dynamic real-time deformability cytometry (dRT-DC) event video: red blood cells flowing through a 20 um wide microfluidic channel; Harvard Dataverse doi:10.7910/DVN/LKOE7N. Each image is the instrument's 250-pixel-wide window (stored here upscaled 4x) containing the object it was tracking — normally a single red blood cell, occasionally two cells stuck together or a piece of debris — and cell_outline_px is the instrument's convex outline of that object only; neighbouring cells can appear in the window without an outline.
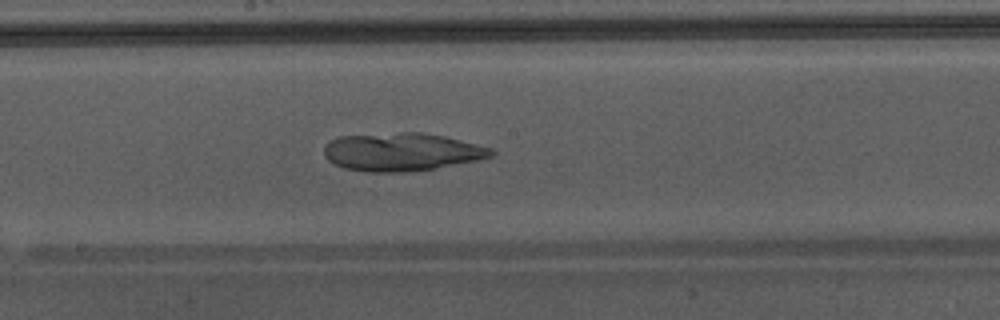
{"species": "Egyptian fruit bat (a non-hibernating species)", "species_latin": "Rousettus aegyptiacus", "temperature_condition": "warm", "stored_images_in_passage": 50, "camera_frame_rate_fps": 3000, "um_per_image_px": 0.085, "animal": {"sex": "male"}, "frame": {"image": 1, "passage_image": 29, "time_ms": 9.333, "image_size_px": [1000, 320], "cell_outline_px": [[496, 152], [492, 156], [436, 168], [400, 172], [368, 172], [344, 168], [328, 160], [324, 156], [324, 144], [340, 136], [400, 132], [424, 132], [444, 136], [492, 148]], "centroid_in_image_um": [34.11, 12.9], "position_along_channel_um": 214.1, "area_um2": 36.88}}